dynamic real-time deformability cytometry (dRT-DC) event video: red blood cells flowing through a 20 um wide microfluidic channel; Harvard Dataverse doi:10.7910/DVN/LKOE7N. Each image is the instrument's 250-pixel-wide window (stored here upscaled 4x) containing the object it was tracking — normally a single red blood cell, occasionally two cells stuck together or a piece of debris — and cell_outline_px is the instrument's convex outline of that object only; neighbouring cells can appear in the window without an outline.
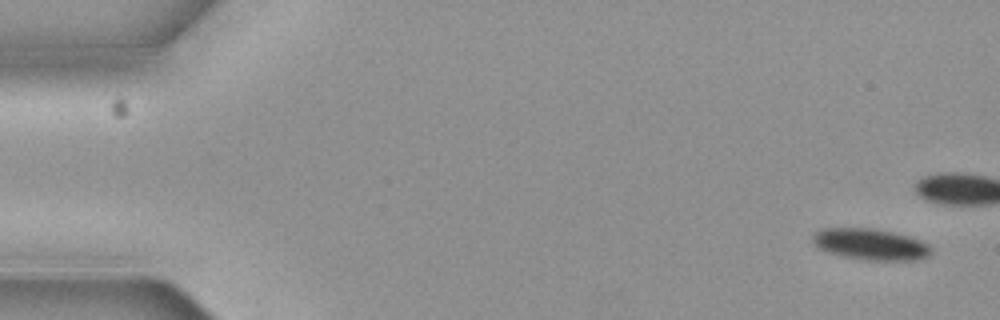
{"species": "common noctule bat (a hibernating species)", "species_latin": "Nyctalus noctula", "temperature_condition": "cold", "stored_images_in_passage": 7, "camera_frame_rate_fps": 3000, "um_per_image_px": 0.085, "animal": {"sex": "female", "body_mass_g": 19.3, "forearm_length_mm": 54.1}, "frame": {"image": 1, "passage_image": 1, "time_ms": 0.0, "image_size_px": [1000, 320], "cell_outline_px": [[932, 252], [928, 256], [916, 260], [864, 260], [844, 256], [828, 252], [820, 248], [812, 240], [812, 236], [816, 232], [824, 228], [872, 228], [892, 232], [920, 240], [928, 244], [932, 248]], "centroid_in_image_um": [74.02, 20.77], "position_along_channel_um": 11.0, "area_um2": 21.39}}